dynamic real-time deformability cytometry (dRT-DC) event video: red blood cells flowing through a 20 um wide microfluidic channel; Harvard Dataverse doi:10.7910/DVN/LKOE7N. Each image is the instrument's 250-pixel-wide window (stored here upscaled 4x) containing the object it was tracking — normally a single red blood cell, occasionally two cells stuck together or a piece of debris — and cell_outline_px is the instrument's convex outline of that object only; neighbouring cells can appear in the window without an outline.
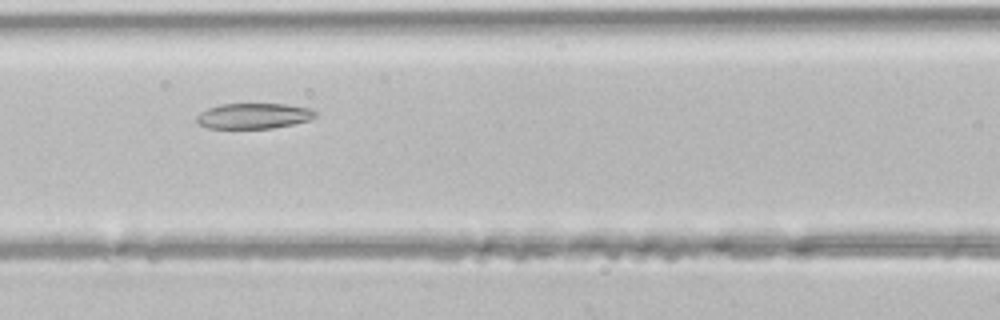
{"species": "common noctule bat (a hibernating species)", "species_latin": "Nyctalus noctula", "temperature_condition": "room temperature", "stored_images_in_passage": 7, "camera_frame_rate_fps": 3000, "um_per_image_px": 0.085, "animal": {"sex": "male", "body_mass_g": 21.5, "forearm_length_mm": 52.0}, "frame": {"image": 1, "passage_image": 5, "time_ms": 1.333, "image_size_px": [1000, 320], "cell_outline_px": [[316, 116], [308, 120], [292, 124], [272, 128], [208, 128], [200, 124], [196, 120], [196, 116], [200, 112], [208, 108], [220, 104], [288, 104], [308, 108], [316, 112]], "centroid_in_image_um": [21.54, 9.85], "position_along_channel_um": 145.1, "area_um2": 17.51}}
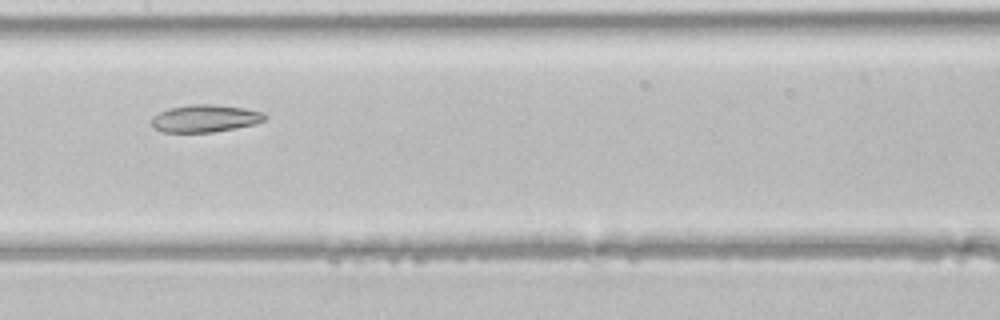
{"frame": {"image": 2, "passage_image": 6, "time_ms": 1.667, "image_size_px": [1000, 320], "cell_outline_px": [[268, 116], [264, 120], [252, 124], [212, 132], [160, 132], [152, 128], [152, 116], [160, 112], [172, 108], [188, 104], [216, 104], [244, 108], [264, 112]], "centroid_in_image_um": [17.4, 10.06], "position_along_channel_um": 190.0, "area_um2": 18.03}}
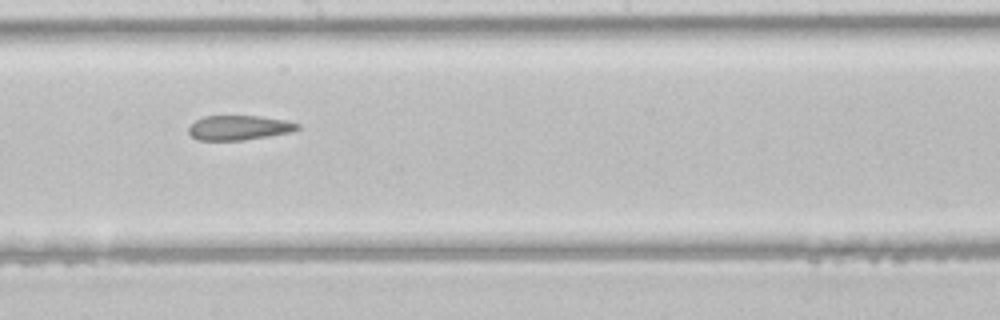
{"frame": {"image": 3, "passage_image": 7, "time_ms": 2.0, "image_size_px": [1000, 320], "cell_outline_px": [[300, 128], [292, 132], [244, 140], [200, 140], [192, 136], [188, 132], [188, 128], [196, 120], [204, 116], [260, 116], [288, 120], [300, 124]], "centroid_in_image_um": [20.36, 10.85], "position_along_channel_um": 227.8, "area_um2": 15.66}}